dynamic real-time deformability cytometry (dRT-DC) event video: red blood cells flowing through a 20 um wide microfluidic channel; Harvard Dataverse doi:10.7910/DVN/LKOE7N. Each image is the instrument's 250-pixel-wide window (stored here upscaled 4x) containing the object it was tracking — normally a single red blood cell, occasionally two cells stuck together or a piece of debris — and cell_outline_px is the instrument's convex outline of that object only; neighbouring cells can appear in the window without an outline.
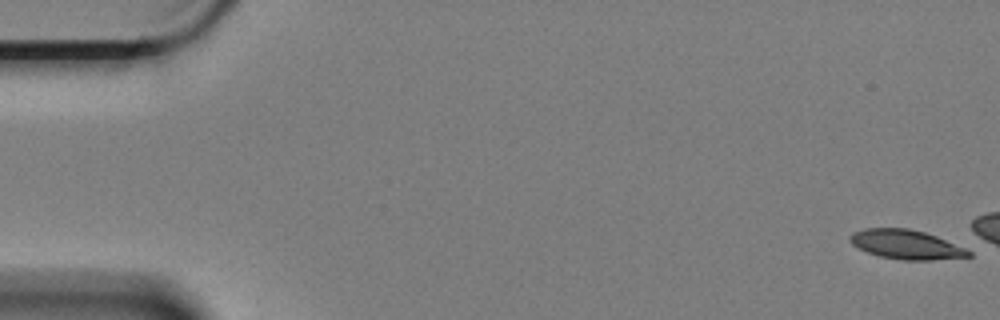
{"species": "Egyptian fruit bat (a non-hibernating species)", "species_latin": "Rousettus aegyptiacus", "temperature_condition": "cold", "stored_images_in_passage": 5, "camera_frame_rate_fps": 3000, "um_per_image_px": 0.085, "animal": {"sex": "female"}, "frame": {"image": 1, "passage_image": 1, "time_ms": 0.0, "image_size_px": [1000, 320], "cell_outline_px": [[972, 256], [932, 260], [904, 260], [880, 256], [868, 252], [852, 244], [848, 240], [848, 236], [852, 232], [864, 228], [908, 228], [924, 232], [936, 236], [964, 248], [972, 252]], "centroid_in_image_um": [76.99, 20.77], "position_along_channel_um": 8.0, "area_um2": 20.11}}